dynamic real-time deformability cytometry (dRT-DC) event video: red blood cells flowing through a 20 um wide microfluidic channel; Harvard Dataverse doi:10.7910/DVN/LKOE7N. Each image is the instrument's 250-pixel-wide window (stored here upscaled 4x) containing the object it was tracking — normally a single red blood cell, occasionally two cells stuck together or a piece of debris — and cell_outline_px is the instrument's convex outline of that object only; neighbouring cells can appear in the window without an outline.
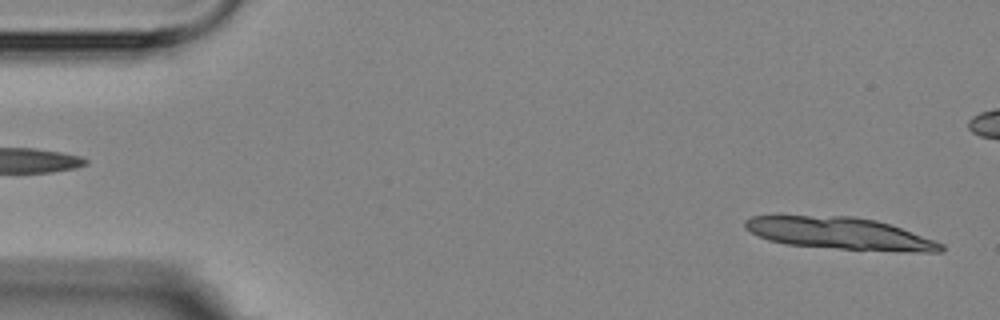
{"species": "Egyptian fruit bat (a non-hibernating species)", "species_latin": "Rousettus aegyptiacus", "temperature_condition": "room temperature", "stored_images_in_passage": 4, "segment_of_instrument_passage": [2, 2], "camera_frame_rate_fps": 3000, "um_per_image_px": 0.085, "animal": {"sex": "female"}, "frame": {"image": 1, "passage_image": 4, "time_ms": 5.0, "image_size_px": [1000, 320], "cell_outline_px": [[944, 252], [908, 252], [840, 248], [784, 244], [768, 240], [744, 228], [744, 220], [752, 216], [776, 212], [852, 216], [876, 220], [936, 240], [944, 244]], "centroid_in_image_um": [71.27, 19.78], "position_along_channel_um": 13.7, "area_um2": 37.74}}